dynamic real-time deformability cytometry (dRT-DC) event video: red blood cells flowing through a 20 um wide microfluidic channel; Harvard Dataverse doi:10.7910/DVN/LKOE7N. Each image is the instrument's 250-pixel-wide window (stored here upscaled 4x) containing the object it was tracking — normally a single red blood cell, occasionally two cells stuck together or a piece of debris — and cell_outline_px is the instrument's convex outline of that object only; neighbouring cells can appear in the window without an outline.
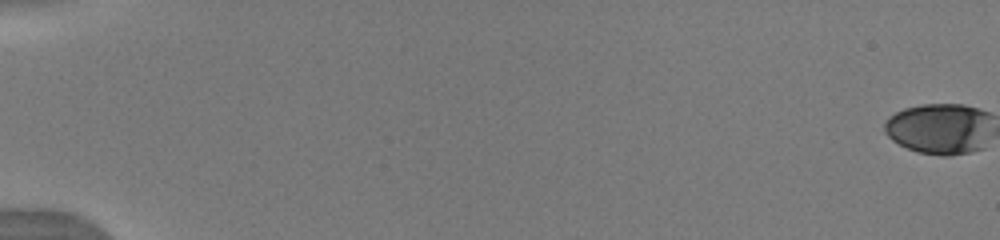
{"species": "human", "species_latin": "Homo sapiens", "temperature_condition": "warm", "stored_images_in_passage": 54, "camera_frame_rate_fps": 3000, "um_per_image_px": 0.085, "donor": {"sex": "male"}, "frame": {"image": 1, "passage_image": 1, "time_ms": 0.0, "image_size_px": [1000, 240], "cell_outline_px": [[984, 112], [964, 148], [960, 152], [924, 152], [900, 144], [888, 132], [888, 120], [892, 116], [908, 108], [932, 104], [956, 104], [972, 108]], "centroid_in_image_um": [79.47, 10.81], "position_along_channel_um": 5.5, "area_um2": 25.72}}
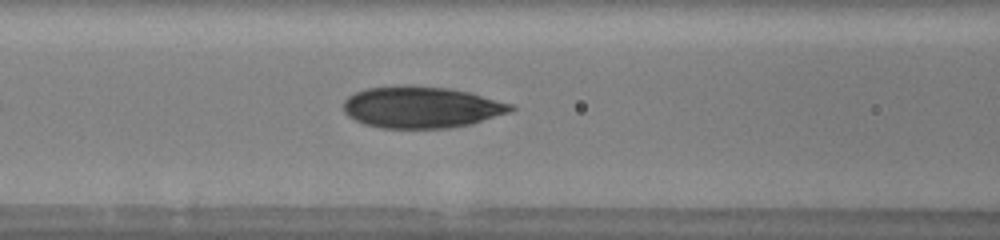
{"frame": {"image": 2, "passage_image": 26, "time_ms": 8.333, "image_size_px": [1000, 240], "cell_outline_px": [[512, 108], [476, 120], [456, 124], [416, 128], [408, 128], [376, 124], [364, 120], [348, 112], [348, 100], [352, 96], [360, 92], [376, 88], [432, 88], [456, 92], [476, 96], [504, 104]], "centroid_in_image_um": [35.73, 9.11], "position_along_channel_um": 130.9, "area_um2": 34.39}}
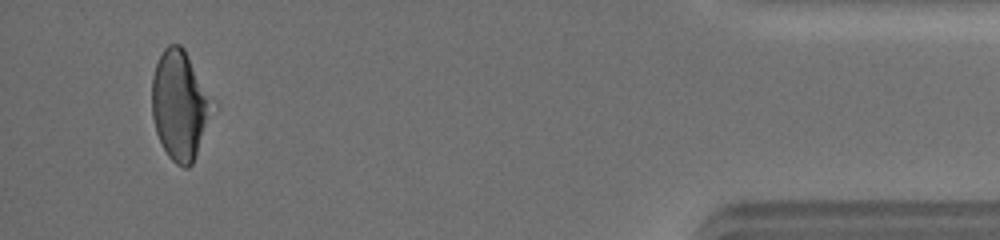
{"frame": {"image": 3, "passage_image": 52, "time_ms": 17.0, "image_size_px": [1000, 240], "cell_outline_px": [[204, 104], [200, 128], [196, 148], [192, 160], [188, 164], [180, 164], [164, 148], [160, 140], [156, 128], [152, 108], [152, 84], [156, 68], [160, 56], [172, 44], [176, 44], [184, 52], [188, 60], [204, 100]], "centroid_in_image_um": [15.05, 8.91], "position_along_channel_um": 420.2, "area_um2": 32.19}, "authors_computed_cell_mechanics": {"area_um2": 32.4258, "velocity_mm_per_s": 4.0066, "shape_relaxation_time_tau1_ms": 10.3334, "shape_relaxation_time_tau2_ms": 1.4587, "deformation_change_tau1": 0.2766, "deformation_change_tau2": 0.0786}}